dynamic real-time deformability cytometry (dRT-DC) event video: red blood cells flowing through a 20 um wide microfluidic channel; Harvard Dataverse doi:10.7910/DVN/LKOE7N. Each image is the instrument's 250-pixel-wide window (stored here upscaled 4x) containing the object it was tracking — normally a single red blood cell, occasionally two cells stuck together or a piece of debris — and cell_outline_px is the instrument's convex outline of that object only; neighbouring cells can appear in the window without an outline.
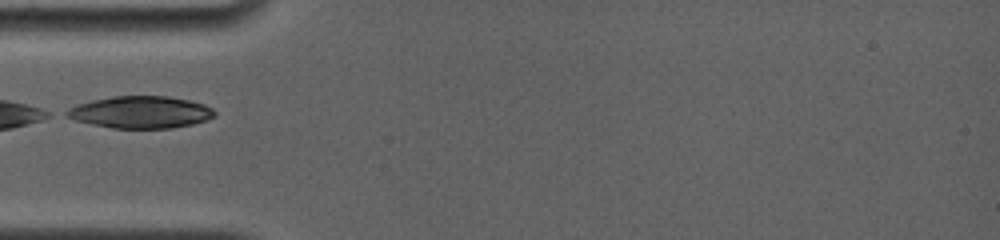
{"species": "common noctule bat (a hibernating species)", "species_latin": "Nyctalus noctula", "temperature_condition": "room temperature", "stored_images_in_passage": 13, "camera_frame_rate_fps": 4000, "um_per_image_px": 0.085, "animal": {"sex": "female", "body_mass_g": 19.0, "forearm_length_mm": 56.7}, "frame": {"image": 1, "passage_image": 1, "time_ms": 0.0, "image_size_px": [1000, 240], "cell_outline_px": [[216, 116], [208, 120], [192, 124], [172, 128], [112, 128], [92, 124], [76, 120], [64, 116], [60, 112], [76, 104], [92, 100], [112, 96], [168, 96], [188, 100], [204, 104], [212, 108], [216, 112]], "centroid_in_image_um": [11.92, 9.53], "position_along_channel_um": 73.1, "area_um2": 27.92}}
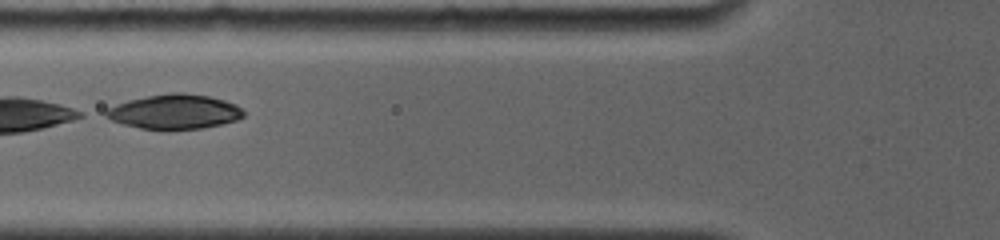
{"frame": {"image": 2, "passage_image": 3, "time_ms": 1.0, "image_size_px": [1000, 240], "cell_outline_px": [[244, 116], [236, 120], [224, 124], [204, 128], [140, 128], [124, 124], [112, 120], [104, 116], [104, 112], [108, 108], [116, 104], [128, 100], [148, 96], [172, 92], [184, 92], [208, 96], [224, 100], [236, 104], [244, 112]], "centroid_in_image_um": [14.85, 9.48], "position_along_channel_um": 111.0, "area_um2": 27.46}}